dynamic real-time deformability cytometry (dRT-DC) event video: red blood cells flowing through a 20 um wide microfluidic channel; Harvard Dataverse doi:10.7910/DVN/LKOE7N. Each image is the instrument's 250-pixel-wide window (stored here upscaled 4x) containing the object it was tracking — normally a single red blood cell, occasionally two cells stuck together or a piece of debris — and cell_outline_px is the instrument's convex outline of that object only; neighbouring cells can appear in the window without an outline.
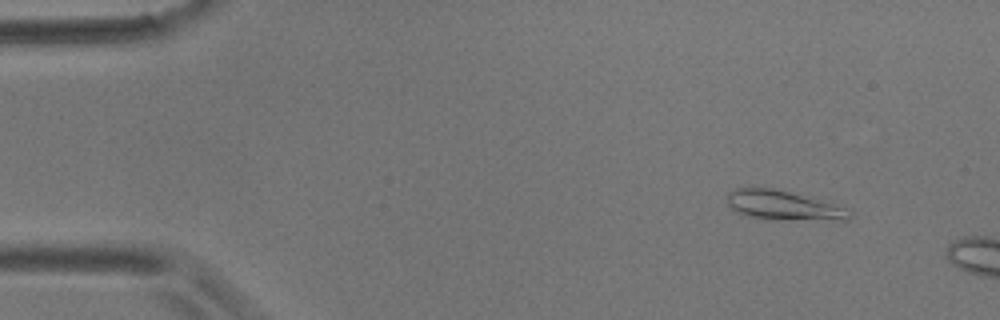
{"species": "common noctule bat (a hibernating species)", "species_latin": "Nyctalus noctula", "temperature_condition": "room temperature", "stored_images_in_passage": 8, "camera_frame_rate_fps": 3000, "um_per_image_px": 0.085, "animal": {"sex": "male", "body_mass_g": 17.9}, "frame": {"image": 1, "passage_image": 2, "time_ms": 0.333, "image_size_px": [1000, 320], "cell_outline_px": [[852, 216], [848, 220], [764, 220], [748, 216], [736, 212], [728, 204], [728, 192], [736, 188], [752, 184], [776, 188], [848, 208], [852, 212]], "centroid_in_image_um": [66.53, 17.44], "position_along_channel_um": 18.5, "area_um2": 21.79}}